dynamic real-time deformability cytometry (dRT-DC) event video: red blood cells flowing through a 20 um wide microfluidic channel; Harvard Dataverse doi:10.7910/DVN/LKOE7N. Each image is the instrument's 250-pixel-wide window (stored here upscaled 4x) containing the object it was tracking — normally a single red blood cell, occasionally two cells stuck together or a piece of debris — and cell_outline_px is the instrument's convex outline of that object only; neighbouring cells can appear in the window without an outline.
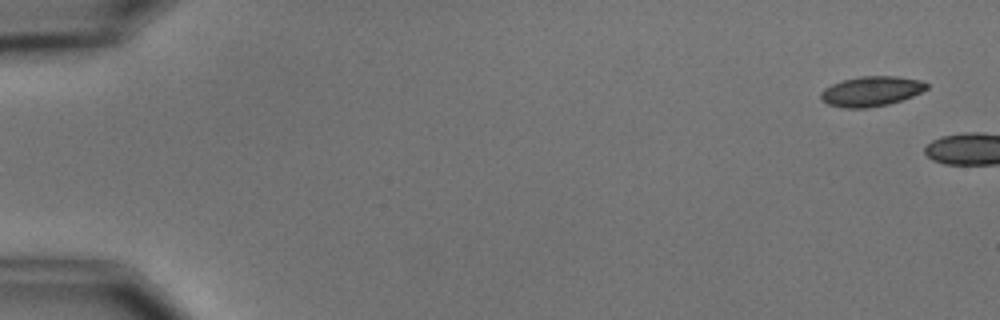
{"species": "common noctule bat (a hibernating species)", "species_latin": "Nyctalus noctula", "temperature_condition": "cold", "stored_images_in_passage": 2, "camera_frame_rate_fps": 3000, "um_per_image_px": 0.085, "animal": {"sex": "male", "body_mass_g": 15.6}, "frame": {"image": 1, "passage_image": 1, "time_ms": 0.0, "image_size_px": [1000, 320], "cell_outline_px": [[928, 88], [912, 96], [888, 104], [864, 108], [844, 108], [828, 104], [820, 100], [820, 92], [824, 88], [832, 84], [844, 80], [860, 76], [896, 76], [920, 80], [928, 84]], "centroid_in_image_um": [74.02, 7.76], "position_along_channel_um": 11.0, "area_um2": 18.38}}